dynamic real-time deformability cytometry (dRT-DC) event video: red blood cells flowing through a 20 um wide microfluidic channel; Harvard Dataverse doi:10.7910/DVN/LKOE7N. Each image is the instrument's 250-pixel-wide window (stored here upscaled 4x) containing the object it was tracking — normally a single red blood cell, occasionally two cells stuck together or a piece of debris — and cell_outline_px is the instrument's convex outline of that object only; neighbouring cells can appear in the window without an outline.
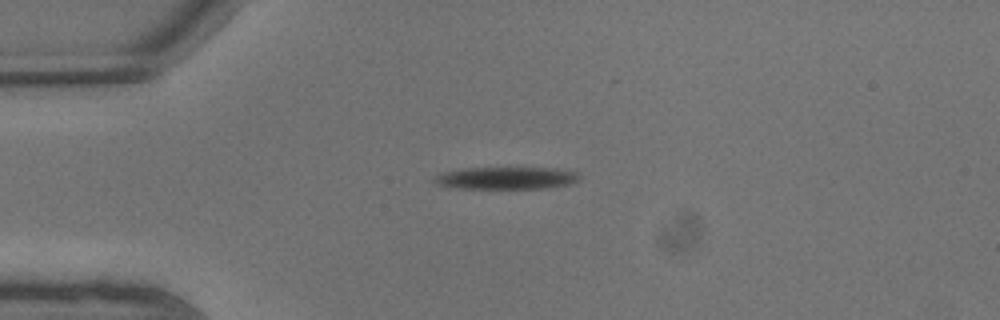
{"species": "common noctule bat (a hibernating species)", "species_latin": "Nyctalus noctula", "temperature_condition": "warm", "stored_images_in_passage": 4, "camera_frame_rate_fps": 3000, "um_per_image_px": 0.085, "animal": {"sex": "male", "body_mass_g": 13.3}, "frame": {"image": 1, "passage_image": 3, "time_ms": 0.667, "image_size_px": [1000, 320], "cell_outline_px": [[580, 180], [568, 184], [544, 188], [460, 188], [440, 184], [432, 180], [436, 176], [448, 172], [464, 168], [556, 168], [576, 172]], "centroid_in_image_um": [43.1, 15.13], "position_along_channel_um": 41.9, "area_um2": 18.32}}